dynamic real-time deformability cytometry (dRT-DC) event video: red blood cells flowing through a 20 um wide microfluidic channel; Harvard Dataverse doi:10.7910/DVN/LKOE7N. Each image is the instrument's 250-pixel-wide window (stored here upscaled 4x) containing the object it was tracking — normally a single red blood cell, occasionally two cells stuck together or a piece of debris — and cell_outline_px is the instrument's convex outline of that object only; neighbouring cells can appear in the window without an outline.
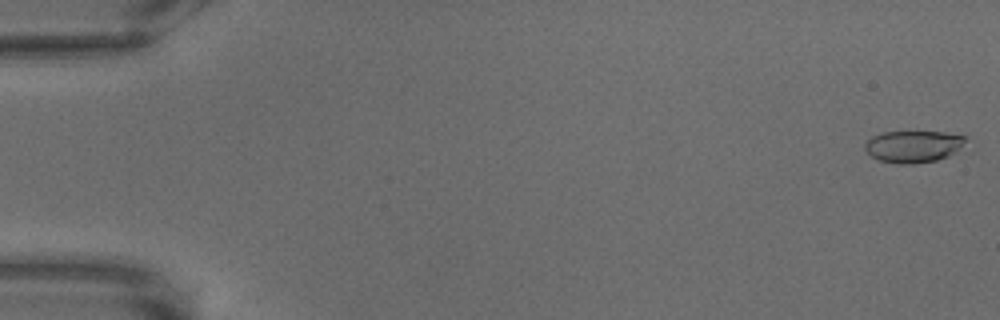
{"species": "common noctule bat (a hibernating species)", "species_latin": "Nyctalus noctula", "temperature_condition": "warm", "stored_images_in_passage": 70, "camera_frame_rate_fps": 3000, "um_per_image_px": 0.085, "animal": {"sex": "male", "body_mass_g": 18.8}, "frame": {"image": 1, "passage_image": 2, "time_ms": 0.333, "image_size_px": [1000, 320], "cell_outline_px": [[968, 136], [960, 148], [956, 152], [948, 156], [936, 160], [912, 164], [900, 164], [880, 160], [872, 156], [864, 148], [864, 144], [872, 136], [884, 132], [944, 132]], "centroid_in_image_um": [77.64, 12.44], "position_along_channel_um": 7.4, "area_um2": 18.61}}
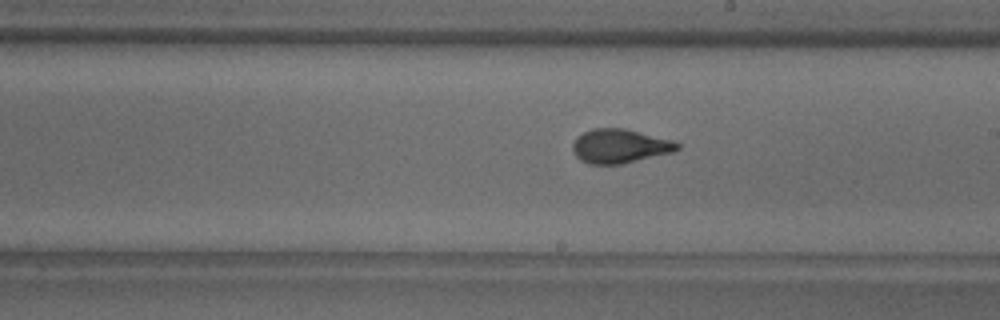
{"frame": {"image": 2, "passage_image": 41, "time_ms": 13.333, "image_size_px": [1000, 320], "cell_outline_px": [[680, 148], [672, 152], [620, 164], [588, 164], [580, 160], [576, 156], [572, 148], [572, 144], [576, 136], [592, 128], [624, 128], [672, 140], [680, 144]], "centroid_in_image_um": [52.64, 12.41], "position_along_channel_um": 236.4, "area_um2": 20.69}}
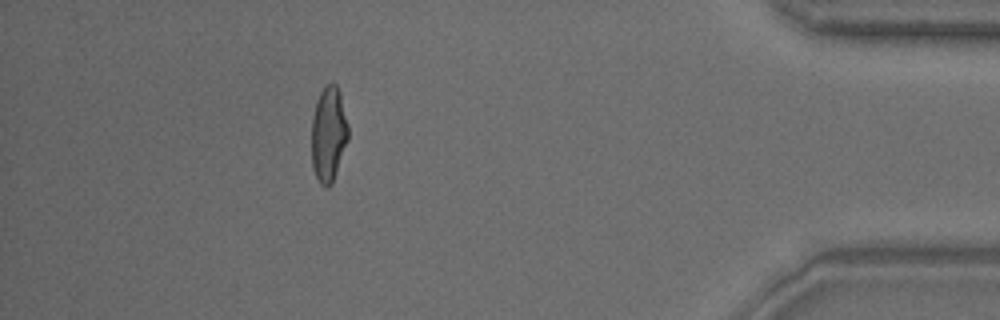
{"frame": {"image": 3, "passage_image": 63, "time_ms": 20.667, "image_size_px": [1000, 320], "cell_outline_px": [[348, 140], [332, 184], [328, 188], [320, 184], [312, 168], [312, 116], [316, 100], [320, 92], [332, 80], [336, 84], [340, 92], [348, 124]], "centroid_in_image_um": [27.93, 11.39], "position_along_channel_um": 407.3, "area_um2": 20.52}}